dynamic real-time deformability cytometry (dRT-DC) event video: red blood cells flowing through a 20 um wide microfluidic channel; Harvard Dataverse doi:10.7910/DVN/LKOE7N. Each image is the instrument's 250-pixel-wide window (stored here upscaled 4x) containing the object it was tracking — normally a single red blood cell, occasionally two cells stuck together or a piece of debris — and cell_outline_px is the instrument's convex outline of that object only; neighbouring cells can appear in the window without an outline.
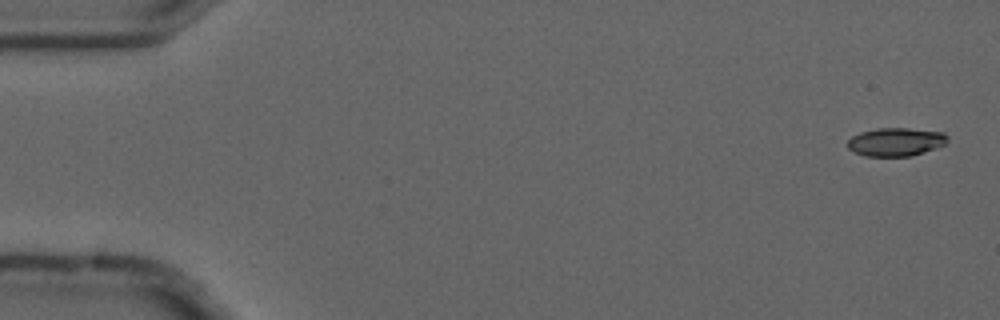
{"species": "common noctule bat (a hibernating species)", "species_latin": "Nyctalus noctula", "temperature_condition": "cold", "stored_images_in_passage": 2, "camera_frame_rate_fps": 3000, "um_per_image_px": 0.085, "animal": {"sex": "male", "forearm_length_mm": 52.5}, "frame": {"image": 1, "passage_image": 1, "time_ms": 0.0, "image_size_px": [1000, 320], "cell_outline_px": [[948, 140], [944, 144], [936, 148], [912, 156], [864, 156], [852, 152], [848, 148], [848, 140], [852, 136], [860, 132], [876, 128], [908, 128], [944, 132], [948, 136]], "centroid_in_image_um": [76.13, 12.06], "position_along_channel_um": 8.9, "area_um2": 16.65}}